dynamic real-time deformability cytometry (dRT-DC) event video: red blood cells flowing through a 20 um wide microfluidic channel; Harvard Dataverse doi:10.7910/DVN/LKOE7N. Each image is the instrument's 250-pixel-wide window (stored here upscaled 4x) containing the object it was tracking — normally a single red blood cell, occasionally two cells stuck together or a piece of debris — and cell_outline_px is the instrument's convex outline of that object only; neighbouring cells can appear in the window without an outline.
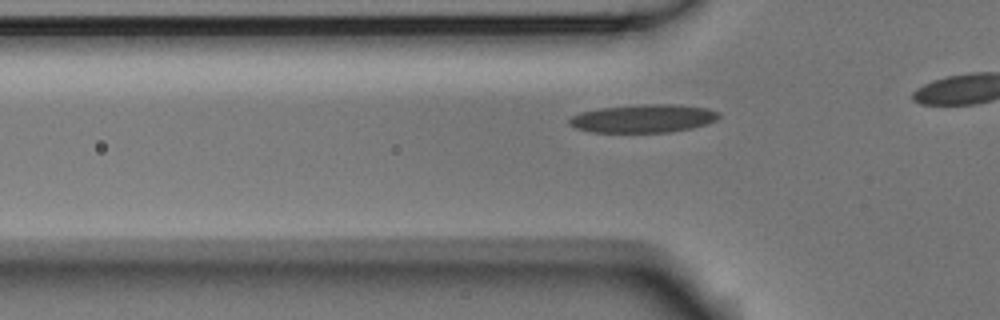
{"species": "Egyptian fruit bat (a non-hibernating species)", "species_latin": "Rousettus aegyptiacus", "temperature_condition": "room temperature", "stored_images_in_passage": 31, "camera_frame_rate_fps": 3000, "um_per_image_px": 0.085, "animal": {"sex": "male"}, "frame": {"image": 1, "passage_image": 6, "time_ms": 1.667, "image_size_px": [1000, 320], "cell_outline_px": [[720, 116], [716, 120], [708, 124], [692, 128], [668, 132], [592, 132], [576, 128], [568, 124], [568, 120], [572, 116], [580, 112], [600, 108], [640, 104], [680, 104], [708, 108], [720, 112]], "centroid_in_image_um": [54.72, 10.06], "position_along_channel_um": 71.1, "area_um2": 24.8}}
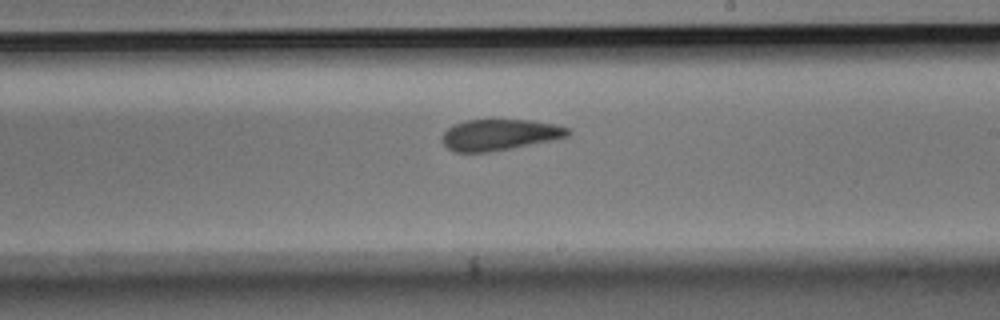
{"frame": {"image": 2, "passage_image": 20, "time_ms": 6.333, "image_size_px": [1000, 320], "cell_outline_px": [[572, 132], [568, 136], [552, 140], [512, 148], [488, 152], [456, 152], [448, 148], [444, 144], [440, 136], [448, 128], [456, 124], [468, 120], [532, 120], [552, 124], [568, 128]], "centroid_in_image_um": [42.46, 11.46], "position_along_channel_um": 246.5, "area_um2": 22.6}}
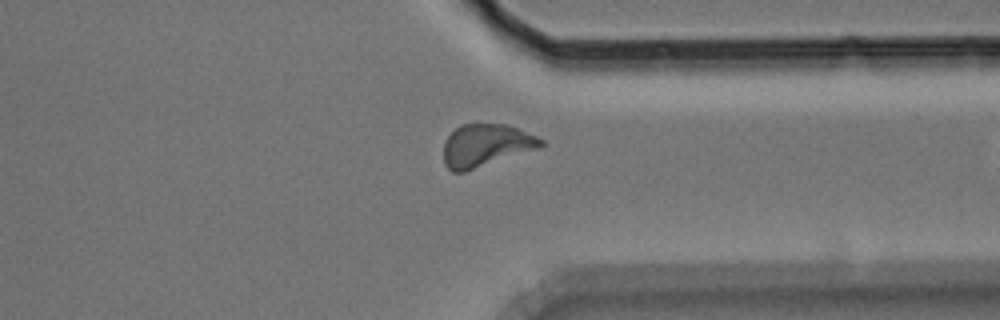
{"frame": {"image": 3, "passage_image": 30, "time_ms": 9.667, "image_size_px": [1000, 320], "cell_outline_px": [[544, 144], [540, 148], [464, 172], [452, 172], [444, 164], [444, 140], [460, 124], [508, 124], [536, 136], [544, 140]], "centroid_in_image_um": [41.3, 12.36], "position_along_channel_um": 370.1, "area_um2": 24.16}}